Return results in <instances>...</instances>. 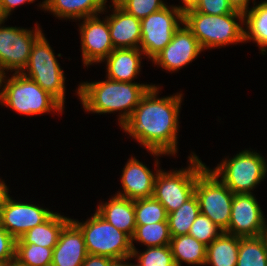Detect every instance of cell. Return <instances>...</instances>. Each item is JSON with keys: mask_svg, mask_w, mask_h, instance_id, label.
Listing matches in <instances>:
<instances>
[{"mask_svg": "<svg viewBox=\"0 0 267 266\" xmlns=\"http://www.w3.org/2000/svg\"><path fill=\"white\" fill-rule=\"evenodd\" d=\"M136 225L168 222L165 207L153 196L134 200Z\"/></svg>", "mask_w": 267, "mask_h": 266, "instance_id": "cell-29", "label": "cell"}, {"mask_svg": "<svg viewBox=\"0 0 267 266\" xmlns=\"http://www.w3.org/2000/svg\"><path fill=\"white\" fill-rule=\"evenodd\" d=\"M155 84L142 96L123 130L154 156L177 153V133L182 94L158 98Z\"/></svg>", "mask_w": 267, "mask_h": 266, "instance_id": "cell-1", "label": "cell"}, {"mask_svg": "<svg viewBox=\"0 0 267 266\" xmlns=\"http://www.w3.org/2000/svg\"><path fill=\"white\" fill-rule=\"evenodd\" d=\"M8 187L5 184L4 181H1L0 179V206L7 200V198L10 196L8 194Z\"/></svg>", "mask_w": 267, "mask_h": 266, "instance_id": "cell-40", "label": "cell"}, {"mask_svg": "<svg viewBox=\"0 0 267 266\" xmlns=\"http://www.w3.org/2000/svg\"><path fill=\"white\" fill-rule=\"evenodd\" d=\"M80 25L84 66L102 62L114 50L107 17L101 21L98 15L89 16Z\"/></svg>", "mask_w": 267, "mask_h": 266, "instance_id": "cell-14", "label": "cell"}, {"mask_svg": "<svg viewBox=\"0 0 267 266\" xmlns=\"http://www.w3.org/2000/svg\"><path fill=\"white\" fill-rule=\"evenodd\" d=\"M194 194L200 213L225 232L230 223L234 193L206 167L197 177Z\"/></svg>", "mask_w": 267, "mask_h": 266, "instance_id": "cell-9", "label": "cell"}, {"mask_svg": "<svg viewBox=\"0 0 267 266\" xmlns=\"http://www.w3.org/2000/svg\"><path fill=\"white\" fill-rule=\"evenodd\" d=\"M170 247L176 266H181V262L195 266L205 264L206 245L190 235L172 237Z\"/></svg>", "mask_w": 267, "mask_h": 266, "instance_id": "cell-24", "label": "cell"}, {"mask_svg": "<svg viewBox=\"0 0 267 266\" xmlns=\"http://www.w3.org/2000/svg\"><path fill=\"white\" fill-rule=\"evenodd\" d=\"M54 212L38 205L16 202L12 197L0 206V225L15 239L45 222Z\"/></svg>", "mask_w": 267, "mask_h": 266, "instance_id": "cell-13", "label": "cell"}, {"mask_svg": "<svg viewBox=\"0 0 267 266\" xmlns=\"http://www.w3.org/2000/svg\"><path fill=\"white\" fill-rule=\"evenodd\" d=\"M71 221L59 213H53L45 222L36 225L16 239V244H35L54 248L59 240L62 229Z\"/></svg>", "mask_w": 267, "mask_h": 266, "instance_id": "cell-22", "label": "cell"}, {"mask_svg": "<svg viewBox=\"0 0 267 266\" xmlns=\"http://www.w3.org/2000/svg\"><path fill=\"white\" fill-rule=\"evenodd\" d=\"M246 23V24H245ZM244 42L254 41L261 47V53L267 51V0L244 13Z\"/></svg>", "mask_w": 267, "mask_h": 266, "instance_id": "cell-25", "label": "cell"}, {"mask_svg": "<svg viewBox=\"0 0 267 266\" xmlns=\"http://www.w3.org/2000/svg\"><path fill=\"white\" fill-rule=\"evenodd\" d=\"M171 238L168 222L136 225L132 245L134 241H138L147 247L166 246L170 245Z\"/></svg>", "mask_w": 267, "mask_h": 266, "instance_id": "cell-28", "label": "cell"}, {"mask_svg": "<svg viewBox=\"0 0 267 266\" xmlns=\"http://www.w3.org/2000/svg\"><path fill=\"white\" fill-rule=\"evenodd\" d=\"M236 266H267V234L241 237Z\"/></svg>", "mask_w": 267, "mask_h": 266, "instance_id": "cell-26", "label": "cell"}, {"mask_svg": "<svg viewBox=\"0 0 267 266\" xmlns=\"http://www.w3.org/2000/svg\"><path fill=\"white\" fill-rule=\"evenodd\" d=\"M87 255L83 233L70 221L53 248L51 266H81Z\"/></svg>", "mask_w": 267, "mask_h": 266, "instance_id": "cell-17", "label": "cell"}, {"mask_svg": "<svg viewBox=\"0 0 267 266\" xmlns=\"http://www.w3.org/2000/svg\"><path fill=\"white\" fill-rule=\"evenodd\" d=\"M7 16L3 11L1 0H0V23H5V20H7Z\"/></svg>", "mask_w": 267, "mask_h": 266, "instance_id": "cell-42", "label": "cell"}, {"mask_svg": "<svg viewBox=\"0 0 267 266\" xmlns=\"http://www.w3.org/2000/svg\"><path fill=\"white\" fill-rule=\"evenodd\" d=\"M256 197L234 194L230 223L225 233L239 237H257L267 234V222Z\"/></svg>", "mask_w": 267, "mask_h": 266, "instance_id": "cell-12", "label": "cell"}, {"mask_svg": "<svg viewBox=\"0 0 267 266\" xmlns=\"http://www.w3.org/2000/svg\"><path fill=\"white\" fill-rule=\"evenodd\" d=\"M131 257L122 258V259H114L110 266H136V264L128 263L125 261H128Z\"/></svg>", "mask_w": 267, "mask_h": 266, "instance_id": "cell-41", "label": "cell"}, {"mask_svg": "<svg viewBox=\"0 0 267 266\" xmlns=\"http://www.w3.org/2000/svg\"><path fill=\"white\" fill-rule=\"evenodd\" d=\"M16 239L0 225V261H14Z\"/></svg>", "mask_w": 267, "mask_h": 266, "instance_id": "cell-35", "label": "cell"}, {"mask_svg": "<svg viewBox=\"0 0 267 266\" xmlns=\"http://www.w3.org/2000/svg\"><path fill=\"white\" fill-rule=\"evenodd\" d=\"M140 48L114 49L102 62L106 60L107 77L118 82H132L141 70Z\"/></svg>", "mask_w": 267, "mask_h": 266, "instance_id": "cell-19", "label": "cell"}, {"mask_svg": "<svg viewBox=\"0 0 267 266\" xmlns=\"http://www.w3.org/2000/svg\"><path fill=\"white\" fill-rule=\"evenodd\" d=\"M0 23V72L8 70L21 73L27 66L32 45L42 33L39 26L35 30L20 27H5ZM5 70V71H4Z\"/></svg>", "mask_w": 267, "mask_h": 266, "instance_id": "cell-11", "label": "cell"}, {"mask_svg": "<svg viewBox=\"0 0 267 266\" xmlns=\"http://www.w3.org/2000/svg\"><path fill=\"white\" fill-rule=\"evenodd\" d=\"M71 221L83 233L88 254L112 259L132 257V238L120 231L97 212L85 222Z\"/></svg>", "mask_w": 267, "mask_h": 266, "instance_id": "cell-5", "label": "cell"}, {"mask_svg": "<svg viewBox=\"0 0 267 266\" xmlns=\"http://www.w3.org/2000/svg\"><path fill=\"white\" fill-rule=\"evenodd\" d=\"M183 22L184 15L172 5L151 13L141 20L139 48L152 60L171 42L175 31Z\"/></svg>", "mask_w": 267, "mask_h": 266, "instance_id": "cell-10", "label": "cell"}, {"mask_svg": "<svg viewBox=\"0 0 267 266\" xmlns=\"http://www.w3.org/2000/svg\"><path fill=\"white\" fill-rule=\"evenodd\" d=\"M184 23L203 51L244 42V13L240 11L225 15H207L193 9L184 14Z\"/></svg>", "mask_w": 267, "mask_h": 266, "instance_id": "cell-3", "label": "cell"}, {"mask_svg": "<svg viewBox=\"0 0 267 266\" xmlns=\"http://www.w3.org/2000/svg\"><path fill=\"white\" fill-rule=\"evenodd\" d=\"M132 257L137 259L136 266H176L174 263L170 245L147 247V249L139 253L132 245Z\"/></svg>", "mask_w": 267, "mask_h": 266, "instance_id": "cell-31", "label": "cell"}, {"mask_svg": "<svg viewBox=\"0 0 267 266\" xmlns=\"http://www.w3.org/2000/svg\"><path fill=\"white\" fill-rule=\"evenodd\" d=\"M35 0H1L2 8L6 16L11 15V11H13L17 6L22 5L23 3H33Z\"/></svg>", "mask_w": 267, "mask_h": 266, "instance_id": "cell-37", "label": "cell"}, {"mask_svg": "<svg viewBox=\"0 0 267 266\" xmlns=\"http://www.w3.org/2000/svg\"><path fill=\"white\" fill-rule=\"evenodd\" d=\"M154 174L135 157H131L122 170V191L115 195L130 200L144 199L153 196L154 184L160 168Z\"/></svg>", "mask_w": 267, "mask_h": 266, "instance_id": "cell-16", "label": "cell"}, {"mask_svg": "<svg viewBox=\"0 0 267 266\" xmlns=\"http://www.w3.org/2000/svg\"><path fill=\"white\" fill-rule=\"evenodd\" d=\"M153 84L118 82L110 79L99 82H83L76 90L85 111L113 113L121 111L120 126L132 115L142 96Z\"/></svg>", "mask_w": 267, "mask_h": 266, "instance_id": "cell-2", "label": "cell"}, {"mask_svg": "<svg viewBox=\"0 0 267 266\" xmlns=\"http://www.w3.org/2000/svg\"><path fill=\"white\" fill-rule=\"evenodd\" d=\"M241 237L223 232L206 246L204 265L236 266Z\"/></svg>", "mask_w": 267, "mask_h": 266, "instance_id": "cell-23", "label": "cell"}, {"mask_svg": "<svg viewBox=\"0 0 267 266\" xmlns=\"http://www.w3.org/2000/svg\"><path fill=\"white\" fill-rule=\"evenodd\" d=\"M171 42L152 61L169 72L178 71L192 62L203 51L198 40L183 22Z\"/></svg>", "mask_w": 267, "mask_h": 266, "instance_id": "cell-15", "label": "cell"}, {"mask_svg": "<svg viewBox=\"0 0 267 266\" xmlns=\"http://www.w3.org/2000/svg\"><path fill=\"white\" fill-rule=\"evenodd\" d=\"M189 166L186 168L157 173L153 197L166 209L167 214L177 210L193 194L198 175L206 168L205 163L192 153Z\"/></svg>", "mask_w": 267, "mask_h": 266, "instance_id": "cell-6", "label": "cell"}, {"mask_svg": "<svg viewBox=\"0 0 267 266\" xmlns=\"http://www.w3.org/2000/svg\"><path fill=\"white\" fill-rule=\"evenodd\" d=\"M21 73L34 80L64 107L66 78L43 33L34 41L28 64Z\"/></svg>", "mask_w": 267, "mask_h": 266, "instance_id": "cell-8", "label": "cell"}, {"mask_svg": "<svg viewBox=\"0 0 267 266\" xmlns=\"http://www.w3.org/2000/svg\"><path fill=\"white\" fill-rule=\"evenodd\" d=\"M107 0H44L39 7L65 19H84L99 15L106 9ZM99 13V14H98Z\"/></svg>", "mask_w": 267, "mask_h": 266, "instance_id": "cell-21", "label": "cell"}, {"mask_svg": "<svg viewBox=\"0 0 267 266\" xmlns=\"http://www.w3.org/2000/svg\"><path fill=\"white\" fill-rule=\"evenodd\" d=\"M5 266H21L16 260L8 262Z\"/></svg>", "mask_w": 267, "mask_h": 266, "instance_id": "cell-43", "label": "cell"}, {"mask_svg": "<svg viewBox=\"0 0 267 266\" xmlns=\"http://www.w3.org/2000/svg\"><path fill=\"white\" fill-rule=\"evenodd\" d=\"M96 212L114 227L133 237L136 230L134 200L114 195L104 204L101 202Z\"/></svg>", "mask_w": 267, "mask_h": 266, "instance_id": "cell-20", "label": "cell"}, {"mask_svg": "<svg viewBox=\"0 0 267 266\" xmlns=\"http://www.w3.org/2000/svg\"><path fill=\"white\" fill-rule=\"evenodd\" d=\"M113 260L107 256L88 254L81 266H110Z\"/></svg>", "mask_w": 267, "mask_h": 266, "instance_id": "cell-36", "label": "cell"}, {"mask_svg": "<svg viewBox=\"0 0 267 266\" xmlns=\"http://www.w3.org/2000/svg\"><path fill=\"white\" fill-rule=\"evenodd\" d=\"M200 0H182V3L184 6H174L176 9H178L183 15L190 11L195 9V7L198 5Z\"/></svg>", "mask_w": 267, "mask_h": 266, "instance_id": "cell-39", "label": "cell"}, {"mask_svg": "<svg viewBox=\"0 0 267 266\" xmlns=\"http://www.w3.org/2000/svg\"><path fill=\"white\" fill-rule=\"evenodd\" d=\"M223 233L209 217L199 213L189 230L188 235L208 246Z\"/></svg>", "mask_w": 267, "mask_h": 266, "instance_id": "cell-32", "label": "cell"}, {"mask_svg": "<svg viewBox=\"0 0 267 266\" xmlns=\"http://www.w3.org/2000/svg\"><path fill=\"white\" fill-rule=\"evenodd\" d=\"M1 80V105L25 115H41L51 111L62 113L63 106L49 93L43 90L34 80L15 73L12 77Z\"/></svg>", "mask_w": 267, "mask_h": 266, "instance_id": "cell-4", "label": "cell"}, {"mask_svg": "<svg viewBox=\"0 0 267 266\" xmlns=\"http://www.w3.org/2000/svg\"><path fill=\"white\" fill-rule=\"evenodd\" d=\"M267 161L261 154L243 150L210 170L234 193L251 194L267 174Z\"/></svg>", "mask_w": 267, "mask_h": 266, "instance_id": "cell-7", "label": "cell"}, {"mask_svg": "<svg viewBox=\"0 0 267 266\" xmlns=\"http://www.w3.org/2000/svg\"><path fill=\"white\" fill-rule=\"evenodd\" d=\"M53 248L33 244H16L15 260L21 266H51Z\"/></svg>", "mask_w": 267, "mask_h": 266, "instance_id": "cell-30", "label": "cell"}, {"mask_svg": "<svg viewBox=\"0 0 267 266\" xmlns=\"http://www.w3.org/2000/svg\"><path fill=\"white\" fill-rule=\"evenodd\" d=\"M200 213L199 202L193 194L177 210L168 214L167 221L171 237L188 235L192 223Z\"/></svg>", "mask_w": 267, "mask_h": 266, "instance_id": "cell-27", "label": "cell"}, {"mask_svg": "<svg viewBox=\"0 0 267 266\" xmlns=\"http://www.w3.org/2000/svg\"><path fill=\"white\" fill-rule=\"evenodd\" d=\"M113 14L107 16L110 37L114 49L139 48L141 43V20L127 13L114 0Z\"/></svg>", "mask_w": 267, "mask_h": 266, "instance_id": "cell-18", "label": "cell"}, {"mask_svg": "<svg viewBox=\"0 0 267 266\" xmlns=\"http://www.w3.org/2000/svg\"><path fill=\"white\" fill-rule=\"evenodd\" d=\"M8 262H11V261H0V266H5Z\"/></svg>", "mask_w": 267, "mask_h": 266, "instance_id": "cell-45", "label": "cell"}, {"mask_svg": "<svg viewBox=\"0 0 267 266\" xmlns=\"http://www.w3.org/2000/svg\"><path fill=\"white\" fill-rule=\"evenodd\" d=\"M127 13L135 18L142 20L151 13L164 8L166 3L162 0H114Z\"/></svg>", "mask_w": 267, "mask_h": 266, "instance_id": "cell-33", "label": "cell"}, {"mask_svg": "<svg viewBox=\"0 0 267 266\" xmlns=\"http://www.w3.org/2000/svg\"><path fill=\"white\" fill-rule=\"evenodd\" d=\"M194 10L207 15H225L236 11L228 0H200Z\"/></svg>", "mask_w": 267, "mask_h": 266, "instance_id": "cell-34", "label": "cell"}, {"mask_svg": "<svg viewBox=\"0 0 267 266\" xmlns=\"http://www.w3.org/2000/svg\"><path fill=\"white\" fill-rule=\"evenodd\" d=\"M2 76H3V74L0 72V89L2 88V86H1ZM0 101H1V90H0Z\"/></svg>", "mask_w": 267, "mask_h": 266, "instance_id": "cell-44", "label": "cell"}, {"mask_svg": "<svg viewBox=\"0 0 267 266\" xmlns=\"http://www.w3.org/2000/svg\"><path fill=\"white\" fill-rule=\"evenodd\" d=\"M254 1V0H253ZM229 4L233 7L234 10L245 13L248 11L249 0H228Z\"/></svg>", "mask_w": 267, "mask_h": 266, "instance_id": "cell-38", "label": "cell"}]
</instances>
